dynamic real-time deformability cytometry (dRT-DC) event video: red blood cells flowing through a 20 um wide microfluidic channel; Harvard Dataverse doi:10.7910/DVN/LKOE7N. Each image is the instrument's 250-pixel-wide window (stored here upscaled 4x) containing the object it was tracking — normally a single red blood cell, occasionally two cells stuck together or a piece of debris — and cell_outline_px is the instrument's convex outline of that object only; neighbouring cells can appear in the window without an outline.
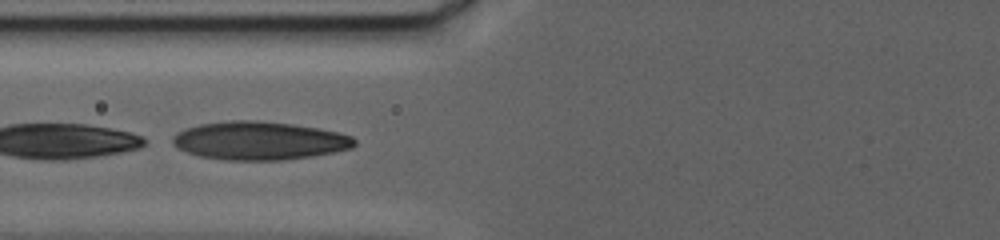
{"species": "human", "species_latin": "Homo sapiens", "temperature_condition": "warm", "stored_images_in_passage": 14, "camera_frame_rate_fps": 3000, "um_per_image_px": 0.085, "donor": {"sex": "female"}, "frame": {"image": 1, "passage_image": 12, "time_ms": 4.667, "image_size_px": [1000, 240], "cell_outline_px": [[356, 144], [352, 148], [312, 156], [284, 160], [224, 160], [200, 156], [188, 152], [172, 144], [172, 136], [188, 128], [200, 124], [232, 120], [256, 120], [292, 124], [320, 128], [352, 136], [356, 140]], "centroid_in_image_um": [22.07, 11.96], "position_along_channel_um": 103.7, "area_um2": 40.4}}